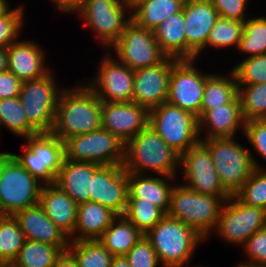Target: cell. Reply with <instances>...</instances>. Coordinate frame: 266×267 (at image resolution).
Here are the masks:
<instances>
[{
  "label": "cell",
  "mask_w": 266,
  "mask_h": 267,
  "mask_svg": "<svg viewBox=\"0 0 266 267\" xmlns=\"http://www.w3.org/2000/svg\"><path fill=\"white\" fill-rule=\"evenodd\" d=\"M229 74H210L205 82L201 112L198 120L210 109L230 103L238 95V84L234 71ZM228 75V76H227Z\"/></svg>",
  "instance_id": "f1b7e54d"
},
{
  "label": "cell",
  "mask_w": 266,
  "mask_h": 267,
  "mask_svg": "<svg viewBox=\"0 0 266 267\" xmlns=\"http://www.w3.org/2000/svg\"><path fill=\"white\" fill-rule=\"evenodd\" d=\"M67 248H59L46 243L25 240L23 247L13 262L17 267H53L57 258Z\"/></svg>",
  "instance_id": "1f68e13d"
},
{
  "label": "cell",
  "mask_w": 266,
  "mask_h": 267,
  "mask_svg": "<svg viewBox=\"0 0 266 267\" xmlns=\"http://www.w3.org/2000/svg\"><path fill=\"white\" fill-rule=\"evenodd\" d=\"M9 154V152H0V163Z\"/></svg>",
  "instance_id": "9f6ffc18"
},
{
  "label": "cell",
  "mask_w": 266,
  "mask_h": 267,
  "mask_svg": "<svg viewBox=\"0 0 266 267\" xmlns=\"http://www.w3.org/2000/svg\"><path fill=\"white\" fill-rule=\"evenodd\" d=\"M198 122L200 139L235 137L240 129L243 134L246 121L239 95L230 103L208 110Z\"/></svg>",
  "instance_id": "7402d4cb"
},
{
  "label": "cell",
  "mask_w": 266,
  "mask_h": 267,
  "mask_svg": "<svg viewBox=\"0 0 266 267\" xmlns=\"http://www.w3.org/2000/svg\"><path fill=\"white\" fill-rule=\"evenodd\" d=\"M176 60L167 57L156 66L134 70L132 101L149 110L167 102L172 65Z\"/></svg>",
  "instance_id": "d6986e66"
},
{
  "label": "cell",
  "mask_w": 266,
  "mask_h": 267,
  "mask_svg": "<svg viewBox=\"0 0 266 267\" xmlns=\"http://www.w3.org/2000/svg\"><path fill=\"white\" fill-rule=\"evenodd\" d=\"M74 84L61 91L51 133L61 141L102 128V101L87 85Z\"/></svg>",
  "instance_id": "6da1fadb"
},
{
  "label": "cell",
  "mask_w": 266,
  "mask_h": 267,
  "mask_svg": "<svg viewBox=\"0 0 266 267\" xmlns=\"http://www.w3.org/2000/svg\"><path fill=\"white\" fill-rule=\"evenodd\" d=\"M65 159L98 165H123L125 143L106 129L78 134L64 141Z\"/></svg>",
  "instance_id": "30bf717a"
},
{
  "label": "cell",
  "mask_w": 266,
  "mask_h": 267,
  "mask_svg": "<svg viewBox=\"0 0 266 267\" xmlns=\"http://www.w3.org/2000/svg\"><path fill=\"white\" fill-rule=\"evenodd\" d=\"M247 260L245 263L253 266H266V227L256 231L242 246Z\"/></svg>",
  "instance_id": "ee69618b"
},
{
  "label": "cell",
  "mask_w": 266,
  "mask_h": 267,
  "mask_svg": "<svg viewBox=\"0 0 266 267\" xmlns=\"http://www.w3.org/2000/svg\"><path fill=\"white\" fill-rule=\"evenodd\" d=\"M243 29L244 21L219 17L209 33L206 49L207 47L215 49L235 47L237 50Z\"/></svg>",
  "instance_id": "8d00e7d4"
},
{
  "label": "cell",
  "mask_w": 266,
  "mask_h": 267,
  "mask_svg": "<svg viewBox=\"0 0 266 267\" xmlns=\"http://www.w3.org/2000/svg\"><path fill=\"white\" fill-rule=\"evenodd\" d=\"M149 126L180 156L200 141L198 118L168 102L150 109Z\"/></svg>",
  "instance_id": "ba28073f"
},
{
  "label": "cell",
  "mask_w": 266,
  "mask_h": 267,
  "mask_svg": "<svg viewBox=\"0 0 266 267\" xmlns=\"http://www.w3.org/2000/svg\"><path fill=\"white\" fill-rule=\"evenodd\" d=\"M13 216L26 240L68 248L70 238L55 225L39 204L20 210Z\"/></svg>",
  "instance_id": "603a6c76"
},
{
  "label": "cell",
  "mask_w": 266,
  "mask_h": 267,
  "mask_svg": "<svg viewBox=\"0 0 266 267\" xmlns=\"http://www.w3.org/2000/svg\"><path fill=\"white\" fill-rule=\"evenodd\" d=\"M243 135L257 155L266 161V119L246 121Z\"/></svg>",
  "instance_id": "f6af8a7d"
},
{
  "label": "cell",
  "mask_w": 266,
  "mask_h": 267,
  "mask_svg": "<svg viewBox=\"0 0 266 267\" xmlns=\"http://www.w3.org/2000/svg\"><path fill=\"white\" fill-rule=\"evenodd\" d=\"M238 85H253L266 82V53L245 57L232 67Z\"/></svg>",
  "instance_id": "60d3db41"
},
{
  "label": "cell",
  "mask_w": 266,
  "mask_h": 267,
  "mask_svg": "<svg viewBox=\"0 0 266 267\" xmlns=\"http://www.w3.org/2000/svg\"><path fill=\"white\" fill-rule=\"evenodd\" d=\"M123 215L145 234L158 224L166 213L152 202H127Z\"/></svg>",
  "instance_id": "f35d334b"
},
{
  "label": "cell",
  "mask_w": 266,
  "mask_h": 267,
  "mask_svg": "<svg viewBox=\"0 0 266 267\" xmlns=\"http://www.w3.org/2000/svg\"><path fill=\"white\" fill-rule=\"evenodd\" d=\"M144 236L152 244L162 267H190L196 248L206 241L194 228L167 214Z\"/></svg>",
  "instance_id": "3957f363"
},
{
  "label": "cell",
  "mask_w": 266,
  "mask_h": 267,
  "mask_svg": "<svg viewBox=\"0 0 266 267\" xmlns=\"http://www.w3.org/2000/svg\"><path fill=\"white\" fill-rule=\"evenodd\" d=\"M184 185L197 193L217 197H231L222 186L211 152L200 140L180 156Z\"/></svg>",
  "instance_id": "9a60e30c"
},
{
  "label": "cell",
  "mask_w": 266,
  "mask_h": 267,
  "mask_svg": "<svg viewBox=\"0 0 266 267\" xmlns=\"http://www.w3.org/2000/svg\"><path fill=\"white\" fill-rule=\"evenodd\" d=\"M107 51H114L115 58L132 70L156 66L168 57L158 45L154 32L132 20Z\"/></svg>",
  "instance_id": "7c38bea8"
},
{
  "label": "cell",
  "mask_w": 266,
  "mask_h": 267,
  "mask_svg": "<svg viewBox=\"0 0 266 267\" xmlns=\"http://www.w3.org/2000/svg\"><path fill=\"white\" fill-rule=\"evenodd\" d=\"M24 9V5H19L0 16V47L8 48L21 36L25 21Z\"/></svg>",
  "instance_id": "b9f144b4"
},
{
  "label": "cell",
  "mask_w": 266,
  "mask_h": 267,
  "mask_svg": "<svg viewBox=\"0 0 266 267\" xmlns=\"http://www.w3.org/2000/svg\"><path fill=\"white\" fill-rule=\"evenodd\" d=\"M219 17L245 21L248 17L246 9L250 0H210Z\"/></svg>",
  "instance_id": "bcb514c9"
},
{
  "label": "cell",
  "mask_w": 266,
  "mask_h": 267,
  "mask_svg": "<svg viewBox=\"0 0 266 267\" xmlns=\"http://www.w3.org/2000/svg\"><path fill=\"white\" fill-rule=\"evenodd\" d=\"M143 235L124 215H117L99 241L113 256H125Z\"/></svg>",
  "instance_id": "f546056e"
},
{
  "label": "cell",
  "mask_w": 266,
  "mask_h": 267,
  "mask_svg": "<svg viewBox=\"0 0 266 267\" xmlns=\"http://www.w3.org/2000/svg\"><path fill=\"white\" fill-rule=\"evenodd\" d=\"M236 267H266V266H253L245 263H238Z\"/></svg>",
  "instance_id": "11a10c76"
},
{
  "label": "cell",
  "mask_w": 266,
  "mask_h": 267,
  "mask_svg": "<svg viewBox=\"0 0 266 267\" xmlns=\"http://www.w3.org/2000/svg\"><path fill=\"white\" fill-rule=\"evenodd\" d=\"M116 216L109 208L93 201L79 204L76 228L70 241L99 239Z\"/></svg>",
  "instance_id": "4316f807"
},
{
  "label": "cell",
  "mask_w": 266,
  "mask_h": 267,
  "mask_svg": "<svg viewBox=\"0 0 266 267\" xmlns=\"http://www.w3.org/2000/svg\"><path fill=\"white\" fill-rule=\"evenodd\" d=\"M128 200V172L123 165H100L91 177L90 201L123 215Z\"/></svg>",
  "instance_id": "e0dca14e"
},
{
  "label": "cell",
  "mask_w": 266,
  "mask_h": 267,
  "mask_svg": "<svg viewBox=\"0 0 266 267\" xmlns=\"http://www.w3.org/2000/svg\"><path fill=\"white\" fill-rule=\"evenodd\" d=\"M8 0H0V16L5 14L10 9Z\"/></svg>",
  "instance_id": "f5cc1de1"
},
{
  "label": "cell",
  "mask_w": 266,
  "mask_h": 267,
  "mask_svg": "<svg viewBox=\"0 0 266 267\" xmlns=\"http://www.w3.org/2000/svg\"><path fill=\"white\" fill-rule=\"evenodd\" d=\"M99 166L91 162L64 159L54 184L68 194L77 205L88 202L91 193V177Z\"/></svg>",
  "instance_id": "484cf974"
},
{
  "label": "cell",
  "mask_w": 266,
  "mask_h": 267,
  "mask_svg": "<svg viewBox=\"0 0 266 267\" xmlns=\"http://www.w3.org/2000/svg\"><path fill=\"white\" fill-rule=\"evenodd\" d=\"M153 32L158 45L168 57L187 59L183 9L159 24Z\"/></svg>",
  "instance_id": "83f0119b"
},
{
  "label": "cell",
  "mask_w": 266,
  "mask_h": 267,
  "mask_svg": "<svg viewBox=\"0 0 266 267\" xmlns=\"http://www.w3.org/2000/svg\"><path fill=\"white\" fill-rule=\"evenodd\" d=\"M179 184L173 187L167 215L194 228L207 240L217 226L223 204L230 197L200 194Z\"/></svg>",
  "instance_id": "277c9868"
},
{
  "label": "cell",
  "mask_w": 266,
  "mask_h": 267,
  "mask_svg": "<svg viewBox=\"0 0 266 267\" xmlns=\"http://www.w3.org/2000/svg\"><path fill=\"white\" fill-rule=\"evenodd\" d=\"M39 205L55 225L70 239L74 235L78 205L55 184H44Z\"/></svg>",
  "instance_id": "d4e9b609"
},
{
  "label": "cell",
  "mask_w": 266,
  "mask_h": 267,
  "mask_svg": "<svg viewBox=\"0 0 266 267\" xmlns=\"http://www.w3.org/2000/svg\"><path fill=\"white\" fill-rule=\"evenodd\" d=\"M126 6H128L130 9L134 8L138 3H140L142 0H122Z\"/></svg>",
  "instance_id": "db71d44e"
},
{
  "label": "cell",
  "mask_w": 266,
  "mask_h": 267,
  "mask_svg": "<svg viewBox=\"0 0 266 267\" xmlns=\"http://www.w3.org/2000/svg\"><path fill=\"white\" fill-rule=\"evenodd\" d=\"M22 81L11 71L0 73V99L14 98L19 96Z\"/></svg>",
  "instance_id": "7dc6e473"
},
{
  "label": "cell",
  "mask_w": 266,
  "mask_h": 267,
  "mask_svg": "<svg viewBox=\"0 0 266 267\" xmlns=\"http://www.w3.org/2000/svg\"><path fill=\"white\" fill-rule=\"evenodd\" d=\"M187 59L199 58L219 14L210 0H185L183 5Z\"/></svg>",
  "instance_id": "ffe728a7"
},
{
  "label": "cell",
  "mask_w": 266,
  "mask_h": 267,
  "mask_svg": "<svg viewBox=\"0 0 266 267\" xmlns=\"http://www.w3.org/2000/svg\"><path fill=\"white\" fill-rule=\"evenodd\" d=\"M25 236L12 215L0 216V261L13 263L23 247Z\"/></svg>",
  "instance_id": "e575fe53"
},
{
  "label": "cell",
  "mask_w": 266,
  "mask_h": 267,
  "mask_svg": "<svg viewBox=\"0 0 266 267\" xmlns=\"http://www.w3.org/2000/svg\"><path fill=\"white\" fill-rule=\"evenodd\" d=\"M149 109L135 102H102V128L125 144L149 125Z\"/></svg>",
  "instance_id": "ac0fdd59"
},
{
  "label": "cell",
  "mask_w": 266,
  "mask_h": 267,
  "mask_svg": "<svg viewBox=\"0 0 266 267\" xmlns=\"http://www.w3.org/2000/svg\"><path fill=\"white\" fill-rule=\"evenodd\" d=\"M110 267H131L125 256H113Z\"/></svg>",
  "instance_id": "f907efd6"
},
{
  "label": "cell",
  "mask_w": 266,
  "mask_h": 267,
  "mask_svg": "<svg viewBox=\"0 0 266 267\" xmlns=\"http://www.w3.org/2000/svg\"><path fill=\"white\" fill-rule=\"evenodd\" d=\"M185 0H142L131 9V18L138 26L154 31L171 15L180 12Z\"/></svg>",
  "instance_id": "4dcf8cb0"
},
{
  "label": "cell",
  "mask_w": 266,
  "mask_h": 267,
  "mask_svg": "<svg viewBox=\"0 0 266 267\" xmlns=\"http://www.w3.org/2000/svg\"><path fill=\"white\" fill-rule=\"evenodd\" d=\"M200 140L211 152L220 182L231 196L241 189L255 168L262 169L252 151L240 144L236 137Z\"/></svg>",
  "instance_id": "5b68a950"
},
{
  "label": "cell",
  "mask_w": 266,
  "mask_h": 267,
  "mask_svg": "<svg viewBox=\"0 0 266 267\" xmlns=\"http://www.w3.org/2000/svg\"><path fill=\"white\" fill-rule=\"evenodd\" d=\"M43 185L8 154L0 163V214L13 216L39 204Z\"/></svg>",
  "instance_id": "8992f818"
},
{
  "label": "cell",
  "mask_w": 266,
  "mask_h": 267,
  "mask_svg": "<svg viewBox=\"0 0 266 267\" xmlns=\"http://www.w3.org/2000/svg\"><path fill=\"white\" fill-rule=\"evenodd\" d=\"M175 179V180H174ZM171 180V181H170ZM177 177L128 172L127 202H152L166 214L170 208L171 193ZM171 182V183H169Z\"/></svg>",
  "instance_id": "cb8c5ba5"
},
{
  "label": "cell",
  "mask_w": 266,
  "mask_h": 267,
  "mask_svg": "<svg viewBox=\"0 0 266 267\" xmlns=\"http://www.w3.org/2000/svg\"><path fill=\"white\" fill-rule=\"evenodd\" d=\"M127 13H131V9L122 0H87L76 14L82 18L84 26L94 31L106 51L132 20Z\"/></svg>",
  "instance_id": "8fae6325"
},
{
  "label": "cell",
  "mask_w": 266,
  "mask_h": 267,
  "mask_svg": "<svg viewBox=\"0 0 266 267\" xmlns=\"http://www.w3.org/2000/svg\"><path fill=\"white\" fill-rule=\"evenodd\" d=\"M53 267H77V262L74 256L68 250H65L57 258Z\"/></svg>",
  "instance_id": "681fc988"
},
{
  "label": "cell",
  "mask_w": 266,
  "mask_h": 267,
  "mask_svg": "<svg viewBox=\"0 0 266 267\" xmlns=\"http://www.w3.org/2000/svg\"><path fill=\"white\" fill-rule=\"evenodd\" d=\"M196 59L176 60L172 65L167 102L200 115L205 82L210 73L196 68Z\"/></svg>",
  "instance_id": "5bb4252c"
},
{
  "label": "cell",
  "mask_w": 266,
  "mask_h": 267,
  "mask_svg": "<svg viewBox=\"0 0 266 267\" xmlns=\"http://www.w3.org/2000/svg\"><path fill=\"white\" fill-rule=\"evenodd\" d=\"M0 126H5L12 134L22 139L38 133L28 123L19 96L0 99Z\"/></svg>",
  "instance_id": "d6a6232c"
},
{
  "label": "cell",
  "mask_w": 266,
  "mask_h": 267,
  "mask_svg": "<svg viewBox=\"0 0 266 267\" xmlns=\"http://www.w3.org/2000/svg\"><path fill=\"white\" fill-rule=\"evenodd\" d=\"M8 70L7 48L0 47V73Z\"/></svg>",
  "instance_id": "816d5d0a"
},
{
  "label": "cell",
  "mask_w": 266,
  "mask_h": 267,
  "mask_svg": "<svg viewBox=\"0 0 266 267\" xmlns=\"http://www.w3.org/2000/svg\"><path fill=\"white\" fill-rule=\"evenodd\" d=\"M235 196L244 204L266 211V170L255 168Z\"/></svg>",
  "instance_id": "ab89813d"
},
{
  "label": "cell",
  "mask_w": 266,
  "mask_h": 267,
  "mask_svg": "<svg viewBox=\"0 0 266 267\" xmlns=\"http://www.w3.org/2000/svg\"><path fill=\"white\" fill-rule=\"evenodd\" d=\"M67 250L76 259L77 267H110L113 258L99 239L70 241Z\"/></svg>",
  "instance_id": "836d02e7"
},
{
  "label": "cell",
  "mask_w": 266,
  "mask_h": 267,
  "mask_svg": "<svg viewBox=\"0 0 266 267\" xmlns=\"http://www.w3.org/2000/svg\"><path fill=\"white\" fill-rule=\"evenodd\" d=\"M106 52L95 71L94 79L87 85L102 102H132L134 70L120 63L113 53Z\"/></svg>",
  "instance_id": "2e32d148"
},
{
  "label": "cell",
  "mask_w": 266,
  "mask_h": 267,
  "mask_svg": "<svg viewBox=\"0 0 266 267\" xmlns=\"http://www.w3.org/2000/svg\"><path fill=\"white\" fill-rule=\"evenodd\" d=\"M123 168L127 172L176 177L180 155L148 125L125 144Z\"/></svg>",
  "instance_id": "7a4b0ae2"
},
{
  "label": "cell",
  "mask_w": 266,
  "mask_h": 267,
  "mask_svg": "<svg viewBox=\"0 0 266 267\" xmlns=\"http://www.w3.org/2000/svg\"><path fill=\"white\" fill-rule=\"evenodd\" d=\"M50 72L43 78L22 82L19 99L28 123L38 133H50L55 120L58 99L65 86L57 84Z\"/></svg>",
  "instance_id": "9c48e42d"
},
{
  "label": "cell",
  "mask_w": 266,
  "mask_h": 267,
  "mask_svg": "<svg viewBox=\"0 0 266 267\" xmlns=\"http://www.w3.org/2000/svg\"><path fill=\"white\" fill-rule=\"evenodd\" d=\"M23 152L9 153L21 166L43 184H54L65 159V146L57 136L37 133L24 138Z\"/></svg>",
  "instance_id": "52a82bcc"
},
{
  "label": "cell",
  "mask_w": 266,
  "mask_h": 267,
  "mask_svg": "<svg viewBox=\"0 0 266 267\" xmlns=\"http://www.w3.org/2000/svg\"><path fill=\"white\" fill-rule=\"evenodd\" d=\"M238 95L245 121L266 119V82L238 85Z\"/></svg>",
  "instance_id": "74e56055"
},
{
  "label": "cell",
  "mask_w": 266,
  "mask_h": 267,
  "mask_svg": "<svg viewBox=\"0 0 266 267\" xmlns=\"http://www.w3.org/2000/svg\"><path fill=\"white\" fill-rule=\"evenodd\" d=\"M2 267H17L14 263H4Z\"/></svg>",
  "instance_id": "6f0895ef"
},
{
  "label": "cell",
  "mask_w": 266,
  "mask_h": 267,
  "mask_svg": "<svg viewBox=\"0 0 266 267\" xmlns=\"http://www.w3.org/2000/svg\"><path fill=\"white\" fill-rule=\"evenodd\" d=\"M131 267H158L159 261L152 244L143 235L125 255Z\"/></svg>",
  "instance_id": "7bdbcfd3"
},
{
  "label": "cell",
  "mask_w": 266,
  "mask_h": 267,
  "mask_svg": "<svg viewBox=\"0 0 266 267\" xmlns=\"http://www.w3.org/2000/svg\"><path fill=\"white\" fill-rule=\"evenodd\" d=\"M33 40H17L7 48L8 70L22 82L37 80L49 74L46 54Z\"/></svg>",
  "instance_id": "44dd1931"
},
{
  "label": "cell",
  "mask_w": 266,
  "mask_h": 267,
  "mask_svg": "<svg viewBox=\"0 0 266 267\" xmlns=\"http://www.w3.org/2000/svg\"><path fill=\"white\" fill-rule=\"evenodd\" d=\"M237 51L248 57L266 53V16H251L244 21L243 34Z\"/></svg>",
  "instance_id": "d590c367"
},
{
  "label": "cell",
  "mask_w": 266,
  "mask_h": 267,
  "mask_svg": "<svg viewBox=\"0 0 266 267\" xmlns=\"http://www.w3.org/2000/svg\"><path fill=\"white\" fill-rule=\"evenodd\" d=\"M266 227V211L242 203L235 195L225 201L217 226L218 234L230 245L241 247L256 231Z\"/></svg>",
  "instance_id": "4fadbf2b"
},
{
  "label": "cell",
  "mask_w": 266,
  "mask_h": 267,
  "mask_svg": "<svg viewBox=\"0 0 266 267\" xmlns=\"http://www.w3.org/2000/svg\"><path fill=\"white\" fill-rule=\"evenodd\" d=\"M87 0H52L58 11L63 13H77ZM72 12V13H71Z\"/></svg>",
  "instance_id": "c3c4849f"
},
{
  "label": "cell",
  "mask_w": 266,
  "mask_h": 267,
  "mask_svg": "<svg viewBox=\"0 0 266 267\" xmlns=\"http://www.w3.org/2000/svg\"><path fill=\"white\" fill-rule=\"evenodd\" d=\"M3 264H4V262L0 261V267H2V266H3Z\"/></svg>",
  "instance_id": "680465c9"
}]
</instances>
